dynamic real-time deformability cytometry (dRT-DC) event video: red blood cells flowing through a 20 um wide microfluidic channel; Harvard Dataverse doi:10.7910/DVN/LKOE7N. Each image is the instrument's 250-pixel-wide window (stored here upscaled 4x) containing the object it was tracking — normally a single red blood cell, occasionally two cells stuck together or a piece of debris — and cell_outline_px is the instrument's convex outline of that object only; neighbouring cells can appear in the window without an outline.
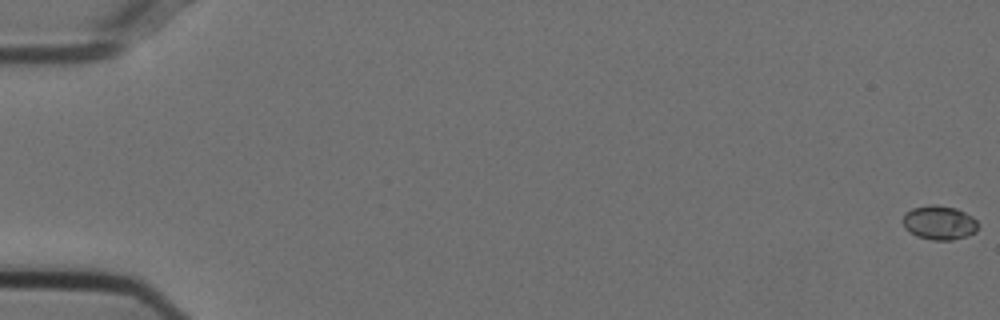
{"species": "Egyptian fruit bat (a non-hibernating species)", "species_latin": "Rousettus aegyptiacus", "temperature_condition": "cold", "stored_images_in_passage": 56, "camera_frame_rate_fps": 3000, "um_per_image_px": 0.085, "animal": {"sex": "female"}, "frame": {"image": 1, "passage_image": 1, "time_ms": 0.0, "image_size_px": [1000, 320], "cell_outline_px": [[980, 224], [976, 232], [968, 236], [952, 240], [932, 240], [916, 236], [904, 228], [904, 212], [912, 208], [928, 204], [936, 204], [956, 208], [972, 216]], "centroid_in_image_um": [79.86, 18.92], "position_along_channel_um": 5.1, "area_um2": 15.2}}
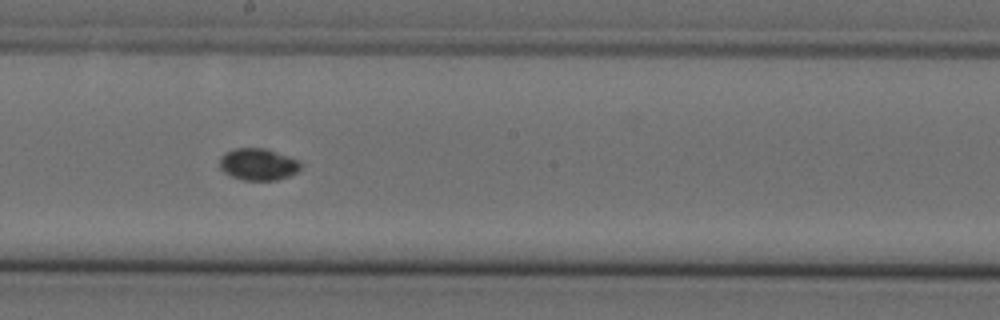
{"frame": {"image": 2, "passage_image": 32, "time_ms": 10.333, "image_size_px": [1000, 320], "cell_outline_px": [[300, 168], [296, 172], [288, 176], [276, 180], [244, 180], [232, 176], [224, 172], [220, 168], [220, 156], [224, 152], [232, 148], [264, 148], [300, 160]], "centroid_in_image_um": [21.91, 13.95], "position_along_channel_um": 226.3, "area_um2": 15.03}}
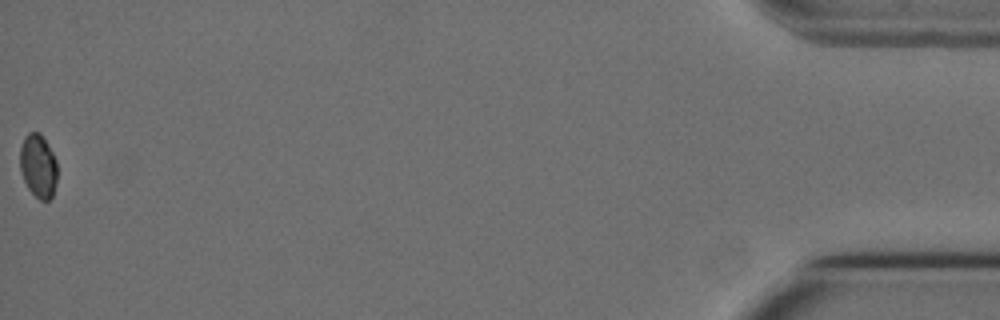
{"frame": {"image": 3, "passage_image": 56, "time_ms": 18.333, "image_size_px": [1000, 320], "cell_outline_px": [[56, 184], [52, 196], [48, 200], [40, 200], [28, 188], [20, 172], [20, 148], [24, 136], [28, 132], [40, 132], [48, 144], [56, 160]], "centroid_in_image_um": [3.23, 14.08], "position_along_channel_um": 432.0, "area_um2": 13.81}, "authors_computed_cell_mechanics": {"area_um2": 14.6234, "velocity_mm_per_s": 3.7475, "shape_relaxation_time_tau1_ms": 9.1719, "shape_relaxation_time_tau2_ms": null, "deformation_change_tau1": 0.0809, "deformation_change_tau2": null}}